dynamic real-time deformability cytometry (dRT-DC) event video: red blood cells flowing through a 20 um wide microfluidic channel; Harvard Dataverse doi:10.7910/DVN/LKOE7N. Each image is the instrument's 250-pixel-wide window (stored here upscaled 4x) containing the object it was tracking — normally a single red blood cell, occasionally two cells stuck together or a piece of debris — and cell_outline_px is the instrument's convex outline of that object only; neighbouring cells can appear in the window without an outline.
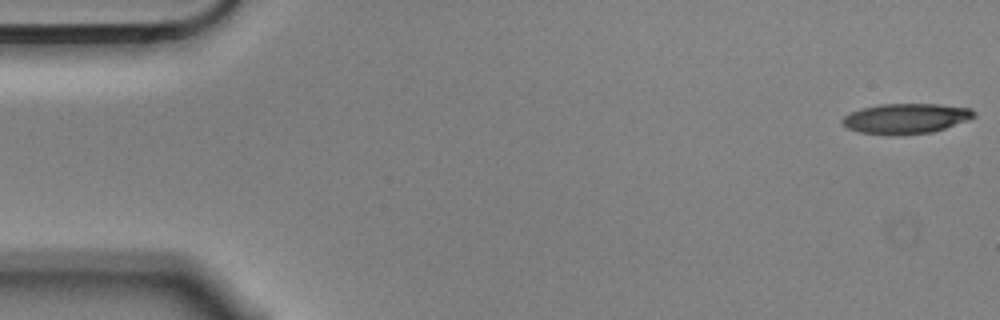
{"species": "Egyptian fruit bat (a non-hibernating species)", "species_latin": "Rousettus aegyptiacus", "temperature_condition": "cold", "stored_images_in_passage": 55, "camera_frame_rate_fps": 3000, "um_per_image_px": 0.085, "animal": {"sex": "male"}, "frame": {"image": 1, "passage_image": 1, "time_ms": 0.0, "image_size_px": [1000, 320], "cell_outline_px": [[976, 116], [968, 120], [932, 132], [892, 136], [888, 136], [860, 132], [848, 128], [840, 120], [844, 116], [860, 108], [880, 104], [936, 104], [972, 108], [976, 112]], "centroid_in_image_um": [77.0, 10.08], "position_along_channel_um": 8.0, "area_um2": 23.29}}
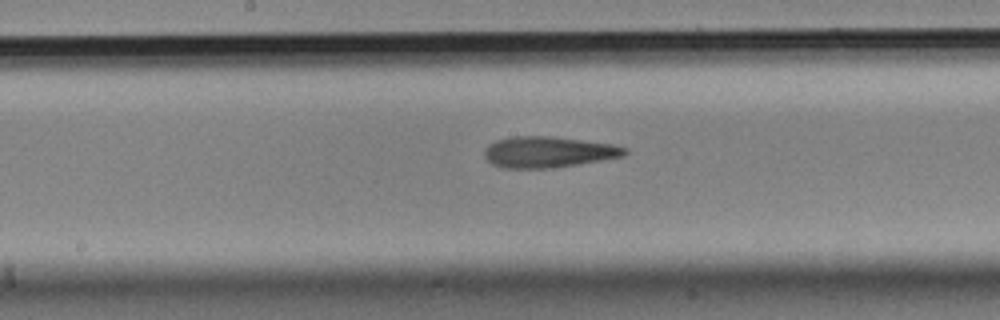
{"frame": {"image": 2, "passage_image": 28, "time_ms": 9.0, "image_size_px": [1000, 320], "cell_outline_px": [[628, 152], [624, 156], [552, 168], [504, 168], [492, 164], [484, 156], [484, 148], [488, 144], [496, 140], [512, 136], [548, 136], [612, 144], [628, 148]], "centroid_in_image_um": [46.56, 12.92], "position_along_channel_um": 201.6, "area_um2": 25.26}}
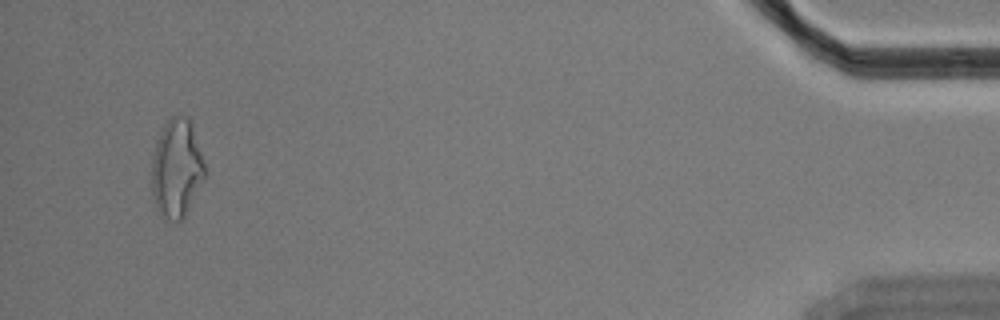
{"frame": {"image": 3, "passage_image": 53, "time_ms": 17.333, "image_size_px": [1000, 320], "cell_outline_px": [[208, 176], [184, 216], [180, 220], [164, 220], [160, 216], [156, 208], [152, 196], [152, 160], [156, 144], [160, 132], [164, 124], [172, 116], [184, 116], [192, 124]], "centroid_in_image_um": [15.03, 14.36], "position_along_channel_um": 420.2, "area_um2": 30.63}, "authors_computed_cell_mechanics": {"area_um2": 24.9696, "velocity_mm_per_s": 3.5662, "shape_relaxation_time_tau1_ms": 7.4729, "shape_relaxation_time_tau2_ms": 5.0424, "deformation_change_tau1": 0.2197, "deformation_change_tau2": 0.1876}}